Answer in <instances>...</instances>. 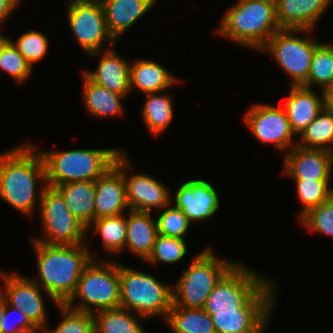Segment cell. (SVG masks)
Instances as JSON below:
<instances>
[{
  "label": "cell",
  "mask_w": 333,
  "mask_h": 333,
  "mask_svg": "<svg viewBox=\"0 0 333 333\" xmlns=\"http://www.w3.org/2000/svg\"><path fill=\"white\" fill-rule=\"evenodd\" d=\"M120 307L143 317L166 319L172 307V288L153 275L119 263Z\"/></svg>",
  "instance_id": "obj_7"
},
{
  "label": "cell",
  "mask_w": 333,
  "mask_h": 333,
  "mask_svg": "<svg viewBox=\"0 0 333 333\" xmlns=\"http://www.w3.org/2000/svg\"><path fill=\"white\" fill-rule=\"evenodd\" d=\"M91 228L101 236L102 245L106 251L115 254L125 250L126 216L123 214L95 219L87 227V233Z\"/></svg>",
  "instance_id": "obj_32"
},
{
  "label": "cell",
  "mask_w": 333,
  "mask_h": 333,
  "mask_svg": "<svg viewBox=\"0 0 333 333\" xmlns=\"http://www.w3.org/2000/svg\"><path fill=\"white\" fill-rule=\"evenodd\" d=\"M267 1H271L276 4L279 0H267Z\"/></svg>",
  "instance_id": "obj_45"
},
{
  "label": "cell",
  "mask_w": 333,
  "mask_h": 333,
  "mask_svg": "<svg viewBox=\"0 0 333 333\" xmlns=\"http://www.w3.org/2000/svg\"><path fill=\"white\" fill-rule=\"evenodd\" d=\"M40 220L45 235L31 238L44 244H83L87 227L68 209L63 196L54 188L46 186L40 201Z\"/></svg>",
  "instance_id": "obj_10"
},
{
  "label": "cell",
  "mask_w": 333,
  "mask_h": 333,
  "mask_svg": "<svg viewBox=\"0 0 333 333\" xmlns=\"http://www.w3.org/2000/svg\"><path fill=\"white\" fill-rule=\"evenodd\" d=\"M326 93V106L333 110V85L325 91Z\"/></svg>",
  "instance_id": "obj_42"
},
{
  "label": "cell",
  "mask_w": 333,
  "mask_h": 333,
  "mask_svg": "<svg viewBox=\"0 0 333 333\" xmlns=\"http://www.w3.org/2000/svg\"><path fill=\"white\" fill-rule=\"evenodd\" d=\"M62 321L55 329L44 330L45 333H95V320L93 314L76 311L65 304H58Z\"/></svg>",
  "instance_id": "obj_35"
},
{
  "label": "cell",
  "mask_w": 333,
  "mask_h": 333,
  "mask_svg": "<svg viewBox=\"0 0 333 333\" xmlns=\"http://www.w3.org/2000/svg\"><path fill=\"white\" fill-rule=\"evenodd\" d=\"M109 33L116 40L131 28L156 0H100Z\"/></svg>",
  "instance_id": "obj_23"
},
{
  "label": "cell",
  "mask_w": 333,
  "mask_h": 333,
  "mask_svg": "<svg viewBox=\"0 0 333 333\" xmlns=\"http://www.w3.org/2000/svg\"><path fill=\"white\" fill-rule=\"evenodd\" d=\"M11 313H16L18 317L12 319ZM0 327L1 333H40L22 310L13 308L8 304H6L4 314L1 316Z\"/></svg>",
  "instance_id": "obj_40"
},
{
  "label": "cell",
  "mask_w": 333,
  "mask_h": 333,
  "mask_svg": "<svg viewBox=\"0 0 333 333\" xmlns=\"http://www.w3.org/2000/svg\"><path fill=\"white\" fill-rule=\"evenodd\" d=\"M4 290L1 292L7 304L22 310L28 320L41 332L48 328L47 312L41 287L29 277L18 274L1 273Z\"/></svg>",
  "instance_id": "obj_15"
},
{
  "label": "cell",
  "mask_w": 333,
  "mask_h": 333,
  "mask_svg": "<svg viewBox=\"0 0 333 333\" xmlns=\"http://www.w3.org/2000/svg\"><path fill=\"white\" fill-rule=\"evenodd\" d=\"M284 157L282 174L292 179L330 180L333 171V153L295 145Z\"/></svg>",
  "instance_id": "obj_17"
},
{
  "label": "cell",
  "mask_w": 333,
  "mask_h": 333,
  "mask_svg": "<svg viewBox=\"0 0 333 333\" xmlns=\"http://www.w3.org/2000/svg\"><path fill=\"white\" fill-rule=\"evenodd\" d=\"M30 143H23L0 154V198L29 217L34 213L37 203L40 207L47 186L41 154ZM37 179L43 184L39 193L36 192Z\"/></svg>",
  "instance_id": "obj_1"
},
{
  "label": "cell",
  "mask_w": 333,
  "mask_h": 333,
  "mask_svg": "<svg viewBox=\"0 0 333 333\" xmlns=\"http://www.w3.org/2000/svg\"><path fill=\"white\" fill-rule=\"evenodd\" d=\"M67 21L76 41L85 53L99 52L103 42L113 45L100 0H68ZM101 48V49H100Z\"/></svg>",
  "instance_id": "obj_11"
},
{
  "label": "cell",
  "mask_w": 333,
  "mask_h": 333,
  "mask_svg": "<svg viewBox=\"0 0 333 333\" xmlns=\"http://www.w3.org/2000/svg\"><path fill=\"white\" fill-rule=\"evenodd\" d=\"M126 216L125 249L146 261L151 255L158 234L157 221L148 212L129 209Z\"/></svg>",
  "instance_id": "obj_22"
},
{
  "label": "cell",
  "mask_w": 333,
  "mask_h": 333,
  "mask_svg": "<svg viewBox=\"0 0 333 333\" xmlns=\"http://www.w3.org/2000/svg\"><path fill=\"white\" fill-rule=\"evenodd\" d=\"M290 93L284 103V111L295 136L300 134L318 116L326 106V93L321 90V97L304 86H290Z\"/></svg>",
  "instance_id": "obj_19"
},
{
  "label": "cell",
  "mask_w": 333,
  "mask_h": 333,
  "mask_svg": "<svg viewBox=\"0 0 333 333\" xmlns=\"http://www.w3.org/2000/svg\"><path fill=\"white\" fill-rule=\"evenodd\" d=\"M3 70L16 82L22 83L33 71L32 65L23 57L8 36L0 43V71Z\"/></svg>",
  "instance_id": "obj_34"
},
{
  "label": "cell",
  "mask_w": 333,
  "mask_h": 333,
  "mask_svg": "<svg viewBox=\"0 0 333 333\" xmlns=\"http://www.w3.org/2000/svg\"><path fill=\"white\" fill-rule=\"evenodd\" d=\"M6 304H7V300L0 291V323H1V316L4 314V311L6 308ZM0 333H1V327H0Z\"/></svg>",
  "instance_id": "obj_43"
},
{
  "label": "cell",
  "mask_w": 333,
  "mask_h": 333,
  "mask_svg": "<svg viewBox=\"0 0 333 333\" xmlns=\"http://www.w3.org/2000/svg\"><path fill=\"white\" fill-rule=\"evenodd\" d=\"M31 242L40 277L39 280L31 279L42 289L44 287L56 306L65 304L74 294L83 270L95 256L91 255L86 243L61 245Z\"/></svg>",
  "instance_id": "obj_2"
},
{
  "label": "cell",
  "mask_w": 333,
  "mask_h": 333,
  "mask_svg": "<svg viewBox=\"0 0 333 333\" xmlns=\"http://www.w3.org/2000/svg\"><path fill=\"white\" fill-rule=\"evenodd\" d=\"M299 137L297 145L300 147L333 153V110L325 106Z\"/></svg>",
  "instance_id": "obj_28"
},
{
  "label": "cell",
  "mask_w": 333,
  "mask_h": 333,
  "mask_svg": "<svg viewBox=\"0 0 333 333\" xmlns=\"http://www.w3.org/2000/svg\"><path fill=\"white\" fill-rule=\"evenodd\" d=\"M123 151L117 156L114 164L124 175L129 209L151 213L153 208L159 210L167 205L171 206L169 189L161 181L143 173L126 175L132 168Z\"/></svg>",
  "instance_id": "obj_13"
},
{
  "label": "cell",
  "mask_w": 333,
  "mask_h": 333,
  "mask_svg": "<svg viewBox=\"0 0 333 333\" xmlns=\"http://www.w3.org/2000/svg\"><path fill=\"white\" fill-rule=\"evenodd\" d=\"M7 36L4 35V33H1L0 31V43L6 38Z\"/></svg>",
  "instance_id": "obj_44"
},
{
  "label": "cell",
  "mask_w": 333,
  "mask_h": 333,
  "mask_svg": "<svg viewBox=\"0 0 333 333\" xmlns=\"http://www.w3.org/2000/svg\"><path fill=\"white\" fill-rule=\"evenodd\" d=\"M95 219L123 214L129 210L122 171L114 164L95 180Z\"/></svg>",
  "instance_id": "obj_18"
},
{
  "label": "cell",
  "mask_w": 333,
  "mask_h": 333,
  "mask_svg": "<svg viewBox=\"0 0 333 333\" xmlns=\"http://www.w3.org/2000/svg\"><path fill=\"white\" fill-rule=\"evenodd\" d=\"M245 122L252 134L262 143H271L279 150L290 151L295 134L283 108L269 104H254L245 114Z\"/></svg>",
  "instance_id": "obj_14"
},
{
  "label": "cell",
  "mask_w": 333,
  "mask_h": 333,
  "mask_svg": "<svg viewBox=\"0 0 333 333\" xmlns=\"http://www.w3.org/2000/svg\"><path fill=\"white\" fill-rule=\"evenodd\" d=\"M186 241L184 239L173 238L157 234L154 248L146 262L174 264L181 261L187 254Z\"/></svg>",
  "instance_id": "obj_36"
},
{
  "label": "cell",
  "mask_w": 333,
  "mask_h": 333,
  "mask_svg": "<svg viewBox=\"0 0 333 333\" xmlns=\"http://www.w3.org/2000/svg\"><path fill=\"white\" fill-rule=\"evenodd\" d=\"M82 74L83 103L89 114L97 118L123 116L124 109L121 99L123 100L125 96L92 82L84 73Z\"/></svg>",
  "instance_id": "obj_26"
},
{
  "label": "cell",
  "mask_w": 333,
  "mask_h": 333,
  "mask_svg": "<svg viewBox=\"0 0 333 333\" xmlns=\"http://www.w3.org/2000/svg\"><path fill=\"white\" fill-rule=\"evenodd\" d=\"M178 81L173 74L155 61L142 58L130 63V91L138 88L144 94L165 92Z\"/></svg>",
  "instance_id": "obj_24"
},
{
  "label": "cell",
  "mask_w": 333,
  "mask_h": 333,
  "mask_svg": "<svg viewBox=\"0 0 333 333\" xmlns=\"http://www.w3.org/2000/svg\"><path fill=\"white\" fill-rule=\"evenodd\" d=\"M332 0H279L276 18L281 29L313 30Z\"/></svg>",
  "instance_id": "obj_21"
},
{
  "label": "cell",
  "mask_w": 333,
  "mask_h": 333,
  "mask_svg": "<svg viewBox=\"0 0 333 333\" xmlns=\"http://www.w3.org/2000/svg\"><path fill=\"white\" fill-rule=\"evenodd\" d=\"M70 212L88 227L95 220V181L65 183L54 187Z\"/></svg>",
  "instance_id": "obj_25"
},
{
  "label": "cell",
  "mask_w": 333,
  "mask_h": 333,
  "mask_svg": "<svg viewBox=\"0 0 333 333\" xmlns=\"http://www.w3.org/2000/svg\"><path fill=\"white\" fill-rule=\"evenodd\" d=\"M333 85V44L320 42L313 53L309 75L301 85L307 88L320 87L323 91Z\"/></svg>",
  "instance_id": "obj_31"
},
{
  "label": "cell",
  "mask_w": 333,
  "mask_h": 333,
  "mask_svg": "<svg viewBox=\"0 0 333 333\" xmlns=\"http://www.w3.org/2000/svg\"><path fill=\"white\" fill-rule=\"evenodd\" d=\"M165 322L172 333H216L210 315L203 308L172 306Z\"/></svg>",
  "instance_id": "obj_27"
},
{
  "label": "cell",
  "mask_w": 333,
  "mask_h": 333,
  "mask_svg": "<svg viewBox=\"0 0 333 333\" xmlns=\"http://www.w3.org/2000/svg\"><path fill=\"white\" fill-rule=\"evenodd\" d=\"M292 180L295 181L297 195L303 205L299 219L310 209L328 201L333 196V187H329L330 180Z\"/></svg>",
  "instance_id": "obj_33"
},
{
  "label": "cell",
  "mask_w": 333,
  "mask_h": 333,
  "mask_svg": "<svg viewBox=\"0 0 333 333\" xmlns=\"http://www.w3.org/2000/svg\"><path fill=\"white\" fill-rule=\"evenodd\" d=\"M212 247L202 250L172 288V306L204 308L207 297L221 278L237 263L215 256Z\"/></svg>",
  "instance_id": "obj_5"
},
{
  "label": "cell",
  "mask_w": 333,
  "mask_h": 333,
  "mask_svg": "<svg viewBox=\"0 0 333 333\" xmlns=\"http://www.w3.org/2000/svg\"><path fill=\"white\" fill-rule=\"evenodd\" d=\"M121 152L117 148L39 150L44 163L46 183L50 187L79 181H95L114 165Z\"/></svg>",
  "instance_id": "obj_4"
},
{
  "label": "cell",
  "mask_w": 333,
  "mask_h": 333,
  "mask_svg": "<svg viewBox=\"0 0 333 333\" xmlns=\"http://www.w3.org/2000/svg\"><path fill=\"white\" fill-rule=\"evenodd\" d=\"M130 312L119 307L94 313L95 333H146L138 321L145 317Z\"/></svg>",
  "instance_id": "obj_30"
},
{
  "label": "cell",
  "mask_w": 333,
  "mask_h": 333,
  "mask_svg": "<svg viewBox=\"0 0 333 333\" xmlns=\"http://www.w3.org/2000/svg\"><path fill=\"white\" fill-rule=\"evenodd\" d=\"M213 185L205 179H193L180 185L174 206L183 211L190 223L212 217L219 208V196Z\"/></svg>",
  "instance_id": "obj_16"
},
{
  "label": "cell",
  "mask_w": 333,
  "mask_h": 333,
  "mask_svg": "<svg viewBox=\"0 0 333 333\" xmlns=\"http://www.w3.org/2000/svg\"><path fill=\"white\" fill-rule=\"evenodd\" d=\"M162 211L156 219L158 234L184 239L186 232L189 230L190 222L183 211L169 205L162 208Z\"/></svg>",
  "instance_id": "obj_37"
},
{
  "label": "cell",
  "mask_w": 333,
  "mask_h": 333,
  "mask_svg": "<svg viewBox=\"0 0 333 333\" xmlns=\"http://www.w3.org/2000/svg\"><path fill=\"white\" fill-rule=\"evenodd\" d=\"M94 262L92 259L83 270L74 294L65 303L68 308L94 314L120 307L119 263L113 260H101L103 264ZM77 298L81 303L75 306L73 301Z\"/></svg>",
  "instance_id": "obj_6"
},
{
  "label": "cell",
  "mask_w": 333,
  "mask_h": 333,
  "mask_svg": "<svg viewBox=\"0 0 333 333\" xmlns=\"http://www.w3.org/2000/svg\"><path fill=\"white\" fill-rule=\"evenodd\" d=\"M269 282L238 313H214L210 315L216 333H263L273 311L276 290Z\"/></svg>",
  "instance_id": "obj_12"
},
{
  "label": "cell",
  "mask_w": 333,
  "mask_h": 333,
  "mask_svg": "<svg viewBox=\"0 0 333 333\" xmlns=\"http://www.w3.org/2000/svg\"><path fill=\"white\" fill-rule=\"evenodd\" d=\"M103 54L99 60L97 70L83 73L94 83L118 94H130V63L119 56L115 50L109 48L105 52H93L91 57Z\"/></svg>",
  "instance_id": "obj_20"
},
{
  "label": "cell",
  "mask_w": 333,
  "mask_h": 333,
  "mask_svg": "<svg viewBox=\"0 0 333 333\" xmlns=\"http://www.w3.org/2000/svg\"><path fill=\"white\" fill-rule=\"evenodd\" d=\"M271 280L237 262L218 282L207 297L204 310L214 313H238Z\"/></svg>",
  "instance_id": "obj_8"
},
{
  "label": "cell",
  "mask_w": 333,
  "mask_h": 333,
  "mask_svg": "<svg viewBox=\"0 0 333 333\" xmlns=\"http://www.w3.org/2000/svg\"><path fill=\"white\" fill-rule=\"evenodd\" d=\"M21 0H0V24L18 7Z\"/></svg>",
  "instance_id": "obj_41"
},
{
  "label": "cell",
  "mask_w": 333,
  "mask_h": 333,
  "mask_svg": "<svg viewBox=\"0 0 333 333\" xmlns=\"http://www.w3.org/2000/svg\"><path fill=\"white\" fill-rule=\"evenodd\" d=\"M281 27L276 4L267 0H238L218 24L216 33L240 46L260 51Z\"/></svg>",
  "instance_id": "obj_3"
},
{
  "label": "cell",
  "mask_w": 333,
  "mask_h": 333,
  "mask_svg": "<svg viewBox=\"0 0 333 333\" xmlns=\"http://www.w3.org/2000/svg\"><path fill=\"white\" fill-rule=\"evenodd\" d=\"M142 108V117L147 129L157 136L168 128L174 118L171 97L162 92L148 93Z\"/></svg>",
  "instance_id": "obj_29"
},
{
  "label": "cell",
  "mask_w": 333,
  "mask_h": 333,
  "mask_svg": "<svg viewBox=\"0 0 333 333\" xmlns=\"http://www.w3.org/2000/svg\"><path fill=\"white\" fill-rule=\"evenodd\" d=\"M311 31L310 29H281L260 50L271 53L280 69L291 79L292 86H301L307 80L313 53L320 43L311 37L296 36L295 33L310 34Z\"/></svg>",
  "instance_id": "obj_9"
},
{
  "label": "cell",
  "mask_w": 333,
  "mask_h": 333,
  "mask_svg": "<svg viewBox=\"0 0 333 333\" xmlns=\"http://www.w3.org/2000/svg\"><path fill=\"white\" fill-rule=\"evenodd\" d=\"M9 40L33 68L34 64L42 60L48 52V39L44 34L38 32L37 30L21 34L17 42H13L12 39Z\"/></svg>",
  "instance_id": "obj_39"
},
{
  "label": "cell",
  "mask_w": 333,
  "mask_h": 333,
  "mask_svg": "<svg viewBox=\"0 0 333 333\" xmlns=\"http://www.w3.org/2000/svg\"><path fill=\"white\" fill-rule=\"evenodd\" d=\"M299 222L309 231L333 237V196L326 202L310 209Z\"/></svg>",
  "instance_id": "obj_38"
}]
</instances>
